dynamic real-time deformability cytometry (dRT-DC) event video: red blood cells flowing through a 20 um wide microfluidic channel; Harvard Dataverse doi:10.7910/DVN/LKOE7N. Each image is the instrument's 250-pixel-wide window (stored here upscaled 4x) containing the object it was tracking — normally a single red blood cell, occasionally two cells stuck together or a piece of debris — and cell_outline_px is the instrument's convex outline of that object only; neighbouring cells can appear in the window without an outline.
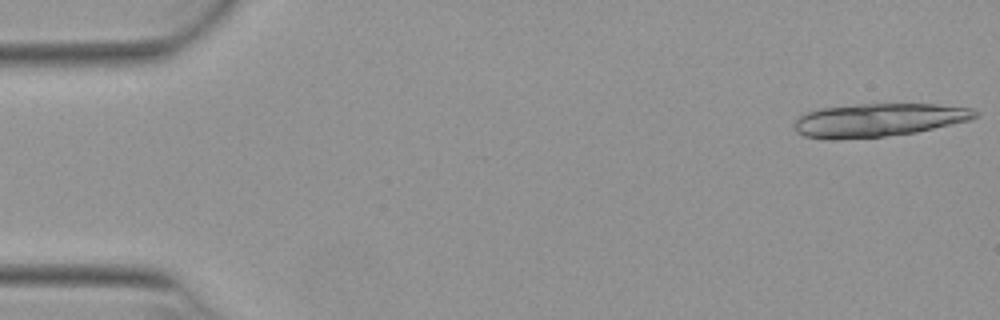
{"species": "Egyptian fruit bat (a non-hibernating species)", "species_latin": "Rousettus aegyptiacus", "temperature_condition": "warm", "stored_images_in_passage": 17, "camera_frame_rate_fps": 3000, "um_per_image_px": 0.085, "animal": {"sex": "female"}, "frame": {"image": 1, "passage_image": 1, "time_ms": 0.0, "image_size_px": [1000, 320], "cell_outline_px": [[980, 112], [972, 120], [916, 132], [884, 136], [836, 140], [828, 140], [804, 136], [796, 132], [792, 124], [804, 112], [820, 108], [856, 104], [936, 104], [972, 108]], "centroid_in_image_um": [74.64, 10.2], "position_along_channel_um": 10.4, "area_um2": 35.43}}